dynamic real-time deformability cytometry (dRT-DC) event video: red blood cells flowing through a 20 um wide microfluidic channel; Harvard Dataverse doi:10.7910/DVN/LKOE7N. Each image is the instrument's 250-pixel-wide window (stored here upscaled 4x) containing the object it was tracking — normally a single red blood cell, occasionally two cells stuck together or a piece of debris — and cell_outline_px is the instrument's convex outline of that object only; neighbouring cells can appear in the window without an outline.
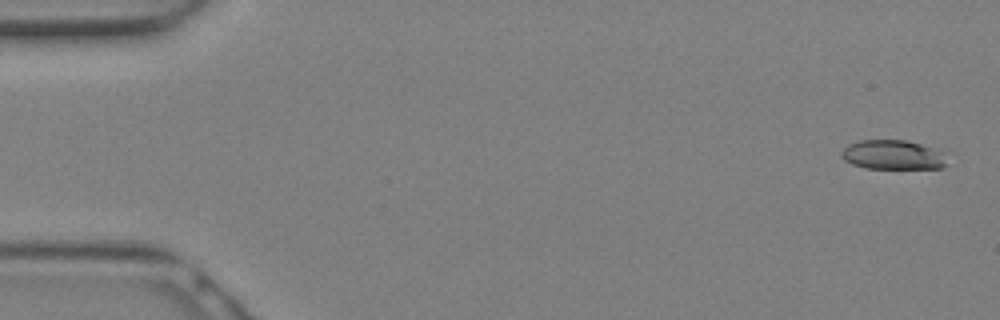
{"species": "Egyptian fruit bat (a non-hibernating species)", "species_latin": "Rousettus aegyptiacus", "temperature_condition": "warm", "stored_images_in_passage": 8, "camera_frame_rate_fps": 3000, "um_per_image_px": 0.085, "animal": {"sex": "female"}, "frame": {"image": 1, "passage_image": 1, "time_ms": 0.0, "image_size_px": [1000, 320], "cell_outline_px": [[948, 152], [944, 168], [868, 168], [852, 164], [844, 160], [840, 156], [840, 152], [848, 144], [860, 140], [908, 140], [948, 148]], "centroid_in_image_um": [76.04, 13.13], "position_along_channel_um": 9.0, "area_um2": 18.96}}
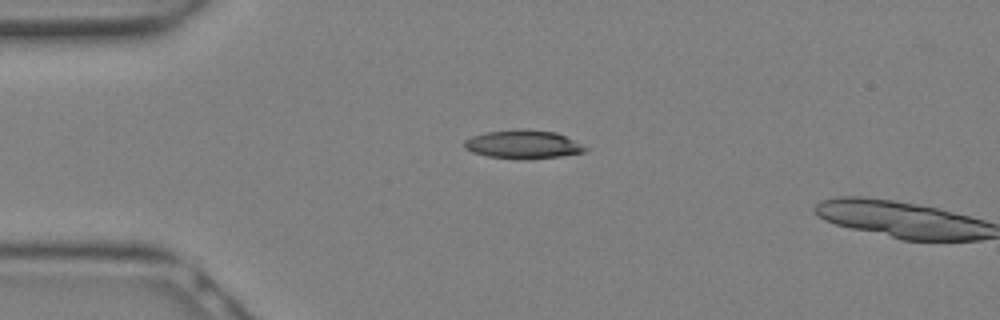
{"frame": {"image": 2, "passage_image": 7, "time_ms": 2.0, "image_size_px": [1000, 320], "cell_outline_px": [[592, 148], [584, 152], [560, 156], [528, 160], [520, 160], [488, 156], [472, 152], [464, 148], [464, 140], [472, 136], [488, 132], [556, 132]], "centroid_in_image_um": [44.51, 12.34], "position_along_channel_um": 40.5, "area_um2": 19.42}}